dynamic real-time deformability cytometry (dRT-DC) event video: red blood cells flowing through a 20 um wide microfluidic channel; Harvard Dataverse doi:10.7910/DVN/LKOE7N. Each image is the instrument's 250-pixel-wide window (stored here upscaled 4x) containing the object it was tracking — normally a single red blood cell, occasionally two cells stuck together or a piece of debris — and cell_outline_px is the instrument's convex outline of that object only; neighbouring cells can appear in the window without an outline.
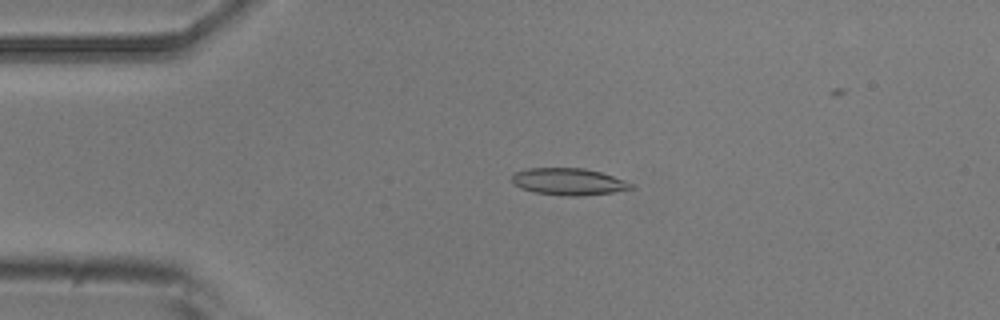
{"species": "common noctule bat (a hibernating species)", "species_latin": "Nyctalus noctula", "temperature_condition": "room temperature", "stored_images_in_passage": 49, "camera_frame_rate_fps": 3000, "um_per_image_px": 0.085, "animal": {"sex": "male", "body_mass_g": 20.5, "forearm_length_mm": 52.5}, "frame": {"image": 1, "passage_image": 11, "time_ms": 3.333, "image_size_px": [1000, 320], "cell_outline_px": [[636, 188], [612, 192], [580, 196], [568, 196], [536, 192], [520, 188], [512, 184], [512, 176], [516, 172], [528, 168], [584, 168], [600, 172], [636, 184]], "centroid_in_image_um": [48.35, 15.44], "position_along_channel_um": 36.6, "area_um2": 18.67}}
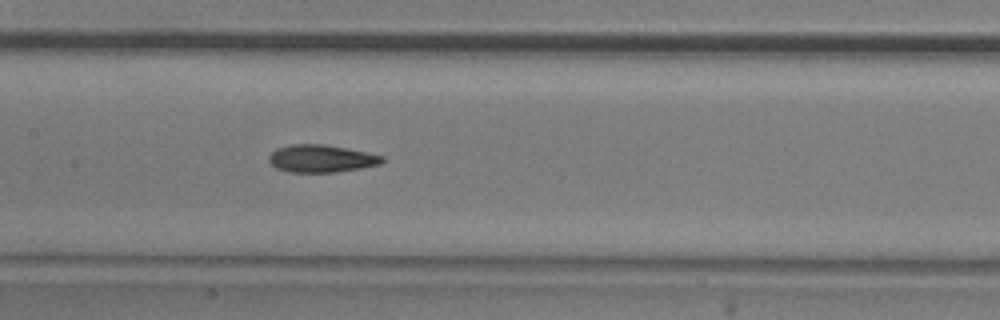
{"frame": {"image": 2, "passage_image": 25, "time_ms": 8.0, "image_size_px": [1000, 320], "cell_outline_px": [[384, 160], [380, 164], [360, 168], [336, 172], [288, 172], [276, 168], [268, 160], [268, 156], [276, 148], [292, 144], [320, 144], [344, 148], [384, 156]], "centroid_in_image_um": [27.26, 13.48], "position_along_channel_um": 180.1, "area_um2": 17.98}}
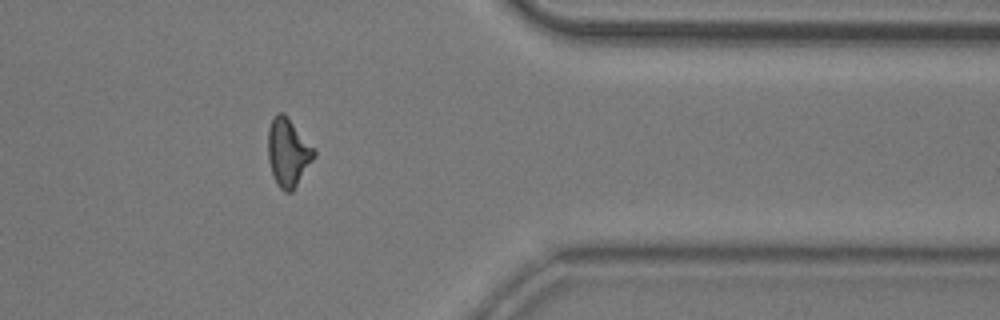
{"frame": {"image": 3, "passage_image": 43, "time_ms": 14.0, "image_size_px": [1000, 320], "cell_outline_px": [[316, 156], [292, 192], [284, 192], [276, 184], [268, 160], [268, 128], [276, 112], [284, 112], [288, 116], [316, 148]], "centroid_in_image_um": [24.51, 12.93], "position_along_channel_um": 386.9, "area_um2": 18.67}}